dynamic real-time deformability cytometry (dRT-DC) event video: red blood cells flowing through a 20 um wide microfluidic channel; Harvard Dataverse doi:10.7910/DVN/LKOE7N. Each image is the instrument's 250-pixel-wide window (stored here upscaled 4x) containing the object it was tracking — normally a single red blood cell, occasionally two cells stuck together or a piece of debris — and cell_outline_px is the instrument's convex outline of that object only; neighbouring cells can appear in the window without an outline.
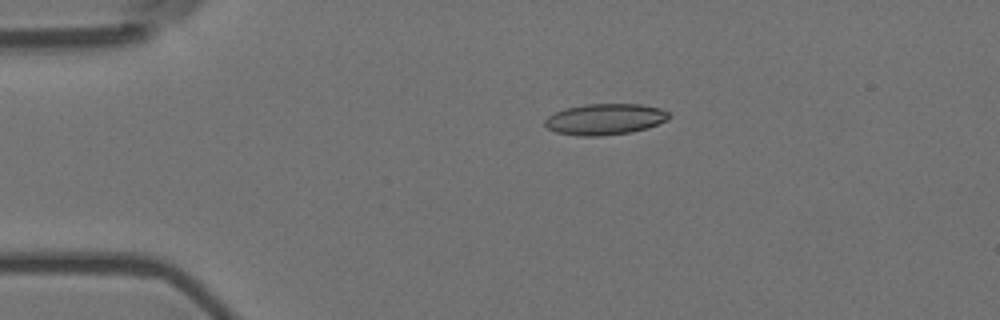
{"species": "Egyptian fruit bat (a non-hibernating species)", "species_latin": "Rousettus aegyptiacus", "temperature_condition": "room temperature", "stored_images_in_passage": 6, "camera_frame_rate_fps": 3000, "um_per_image_px": 0.085, "animal": {"sex": "female"}, "frame": {"image": 1, "passage_image": 4, "time_ms": 1.0, "image_size_px": [1000, 320], "cell_outline_px": [[668, 120], [648, 128], [632, 132], [600, 136], [580, 136], [556, 132], [548, 128], [544, 124], [544, 120], [548, 116], [564, 108], [584, 104], [640, 104], [660, 108], [668, 112]], "centroid_in_image_um": [51.42, 10.13], "position_along_channel_um": 33.6, "area_um2": 22.54}}
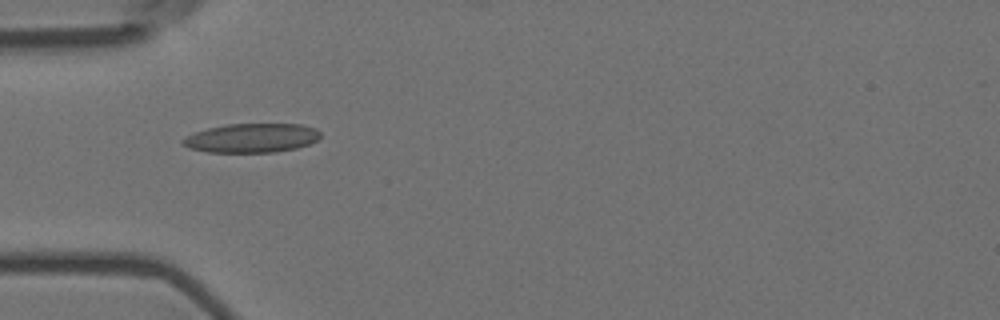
{"frame": {"image": 2, "passage_image": 5, "time_ms": 1.333, "image_size_px": [1000, 320], "cell_outline_px": [[320, 136], [316, 140], [308, 144], [296, 148], [276, 152], [208, 152], [188, 148], [180, 144], [180, 140], [196, 132], [208, 128], [228, 124], [300, 124], [316, 128], [320, 132]], "centroid_in_image_um": [21.37, 11.73], "position_along_channel_um": 63.6, "area_um2": 23.29}}
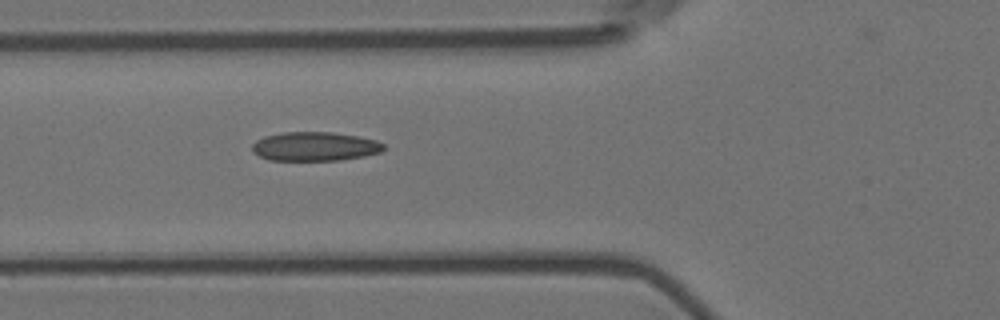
{"frame": {"image": 3, "passage_image": 6, "time_ms": 1.667, "image_size_px": [1000, 320], "cell_outline_px": [[384, 148], [380, 152], [364, 156], [340, 160], [268, 160], [252, 152], [252, 144], [256, 140], [264, 136], [284, 132], [332, 132], [356, 136], [376, 140], [384, 144]], "centroid_in_image_um": [26.73, 12.45], "position_along_channel_um": 99.1, "area_um2": 22.2}}